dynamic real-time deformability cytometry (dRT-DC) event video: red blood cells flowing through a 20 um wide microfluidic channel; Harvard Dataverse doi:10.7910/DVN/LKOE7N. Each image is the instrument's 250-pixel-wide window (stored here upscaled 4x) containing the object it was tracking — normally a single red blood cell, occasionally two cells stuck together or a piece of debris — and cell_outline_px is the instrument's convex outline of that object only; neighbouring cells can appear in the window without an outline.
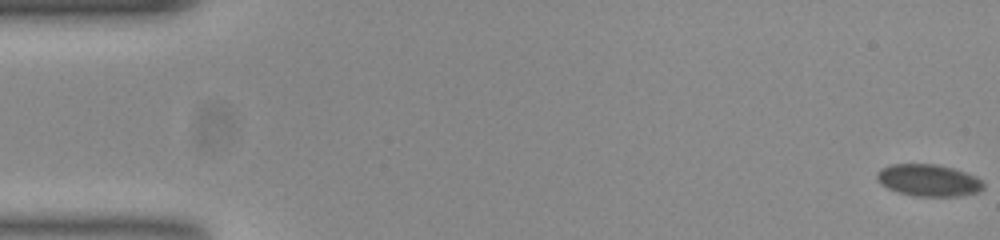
{"species": "common noctule bat (a hibernating species)", "species_latin": "Nyctalus noctula", "temperature_condition": "room temperature", "stored_images_in_passage": 7, "camera_frame_rate_fps": 3000, "um_per_image_px": 0.085, "animal": {"sex": "female", "body_mass_g": 23.0, "forearm_length_mm": 53.4}, "frame": {"image": 1, "passage_image": 1, "time_ms": 0.0, "image_size_px": [1000, 240], "cell_outline_px": [[984, 188], [976, 192], [952, 196], [920, 196], [900, 192], [888, 188], [876, 176], [884, 168], [892, 164], [936, 164], [952, 168], [972, 176], [980, 180], [984, 184]], "centroid_in_image_um": [78.94, 15.32], "position_along_channel_um": 6.1, "area_um2": 18.96}}